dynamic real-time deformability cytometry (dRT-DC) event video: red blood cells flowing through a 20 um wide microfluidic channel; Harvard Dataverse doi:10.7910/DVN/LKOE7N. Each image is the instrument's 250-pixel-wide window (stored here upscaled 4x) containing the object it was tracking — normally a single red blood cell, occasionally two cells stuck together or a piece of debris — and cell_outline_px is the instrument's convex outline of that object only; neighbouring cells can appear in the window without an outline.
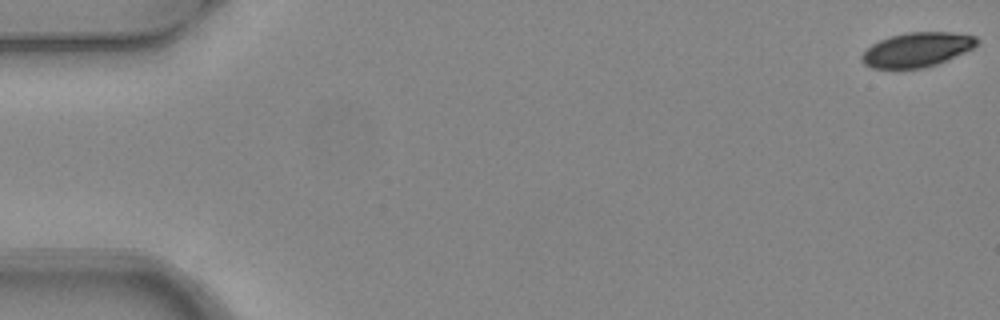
{"species": "common noctule bat (a hibernating species)", "species_latin": "Nyctalus noctula", "temperature_condition": "warm", "stored_images_in_passage": 5, "camera_frame_rate_fps": 3000, "um_per_image_px": 0.085, "animal": {"sex": "female", "body_mass_g": 24.6, "forearm_length_mm": 56.2}, "frame": {"image": 1, "passage_image": 1, "time_ms": 0.0, "image_size_px": [1000, 320], "cell_outline_px": [[980, 40], [972, 48], [964, 52], [936, 64], [924, 68], [872, 68], [864, 64], [860, 60], [860, 56], [872, 44], [880, 40], [892, 36], [908, 32], [948, 32], [976, 36]], "centroid_in_image_um": [77.92, 4.22], "position_along_channel_um": 7.1, "area_um2": 22.83}}
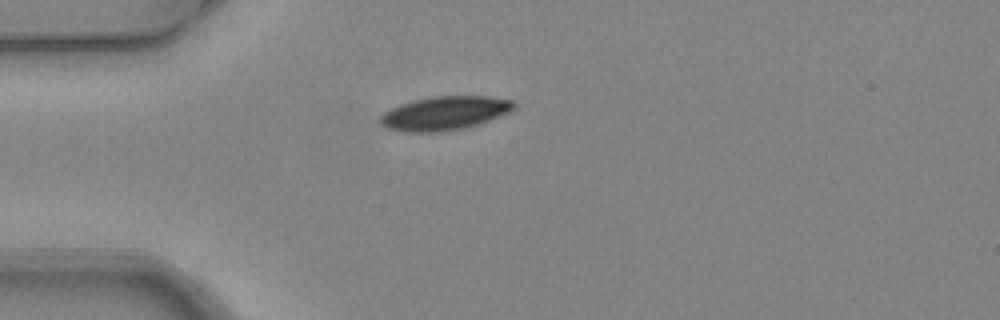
{"frame": {"image": 2, "passage_image": 5, "time_ms": 1.333, "image_size_px": [1000, 320], "cell_outline_px": [[516, 108], [508, 112], [488, 120], [464, 128], [444, 132], [400, 132], [388, 128], [380, 124], [380, 116], [384, 112], [400, 104], [412, 100], [432, 96], [488, 96], [516, 100]], "centroid_in_image_um": [37.79, 9.62], "position_along_channel_um": 47.2, "area_um2": 26.47}}